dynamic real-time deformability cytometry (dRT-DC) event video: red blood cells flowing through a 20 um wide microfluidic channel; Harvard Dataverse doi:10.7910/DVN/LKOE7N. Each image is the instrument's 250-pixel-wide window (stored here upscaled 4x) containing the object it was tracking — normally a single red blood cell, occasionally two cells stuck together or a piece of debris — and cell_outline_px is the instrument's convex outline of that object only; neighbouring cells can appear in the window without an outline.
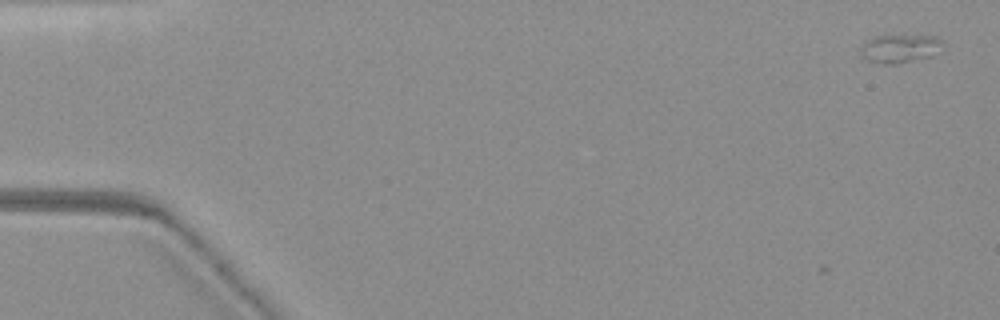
{"species": "common noctule bat (a hibernating species)", "species_latin": "Nyctalus noctula", "temperature_condition": "warm", "stored_images_in_passage": 6, "camera_frame_rate_fps": 3000, "um_per_image_px": 0.085, "animal": {"sex": "female", "body_mass_g": 19.3, "forearm_length_mm": 54.1}, "frame": {"image": 1, "passage_image": 6, "time_ms": 1.667, "image_size_px": [1000, 320], "cell_outline_px": [[944, 40], [932, 56], [896, 64], [884, 64], [868, 60], [860, 52], [864, 40], [876, 36], [936, 36]], "centroid_in_image_um": [76.46, 4.12], "position_along_channel_um": 8.5, "area_um2": 13.29}}